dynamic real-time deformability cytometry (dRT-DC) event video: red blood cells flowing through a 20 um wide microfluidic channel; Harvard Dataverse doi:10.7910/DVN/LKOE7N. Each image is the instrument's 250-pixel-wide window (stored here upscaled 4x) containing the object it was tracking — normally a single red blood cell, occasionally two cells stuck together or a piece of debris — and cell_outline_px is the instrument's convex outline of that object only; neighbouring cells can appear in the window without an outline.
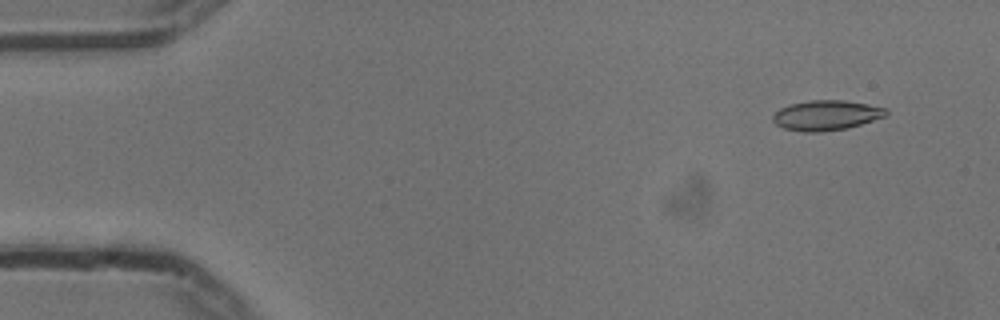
{"species": "common noctule bat (a hibernating species)", "species_latin": "Nyctalus noctula", "temperature_condition": "cold", "stored_images_in_passage": 17, "camera_frame_rate_fps": 3000, "um_per_image_px": 0.085, "animal": {"sex": "male", "body_mass_g": 13.3}, "frame": {"image": 1, "passage_image": 4, "time_ms": 1.0, "image_size_px": [1000, 320], "cell_outline_px": [[888, 116], [848, 128], [820, 132], [804, 132], [784, 128], [776, 124], [772, 120], [772, 116], [780, 108], [792, 104], [812, 100], [844, 100], [868, 104], [888, 108]], "centroid_in_image_um": [70.28, 9.8], "position_along_channel_um": 14.7, "area_um2": 19.88}}
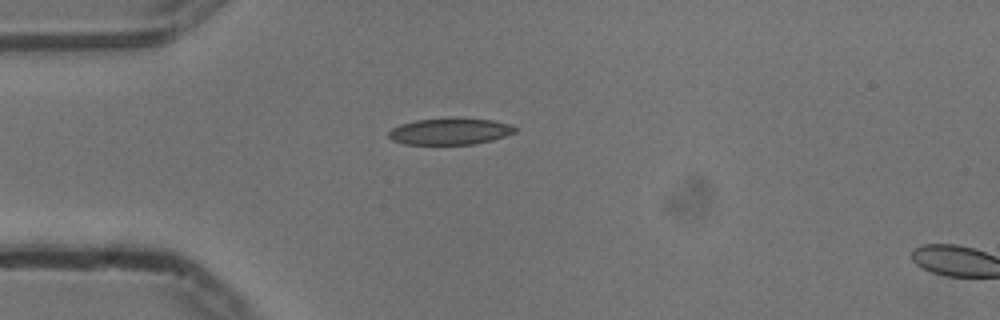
{"frame": {"image": 2, "passage_image": 14, "time_ms": 4.333, "image_size_px": [1000, 320], "cell_outline_px": [[516, 132], [492, 140], [472, 144], [404, 144], [392, 140], [388, 136], [388, 132], [392, 128], [400, 124], [416, 120], [456, 116], [492, 120], [512, 124], [516, 128]], "centroid_in_image_um": [38.25, 11.14], "position_along_channel_um": 46.7, "area_um2": 19.94}}